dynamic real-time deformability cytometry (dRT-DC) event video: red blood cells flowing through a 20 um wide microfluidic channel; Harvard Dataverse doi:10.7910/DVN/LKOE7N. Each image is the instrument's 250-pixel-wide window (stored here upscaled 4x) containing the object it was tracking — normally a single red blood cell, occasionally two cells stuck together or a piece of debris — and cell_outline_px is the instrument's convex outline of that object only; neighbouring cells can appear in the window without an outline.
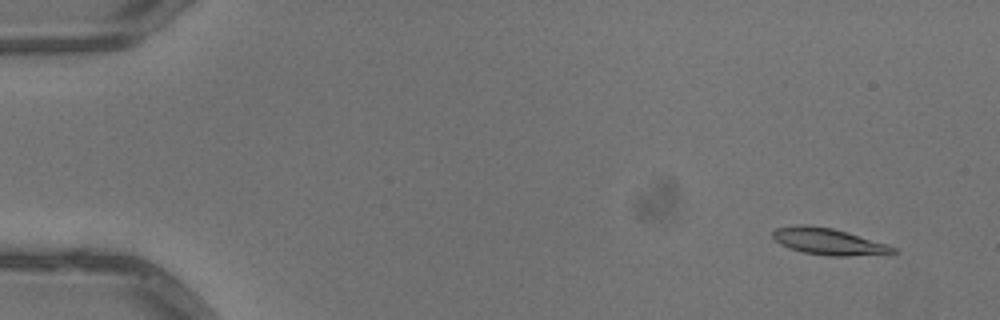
{"species": "common noctule bat (a hibernating species)", "species_latin": "Nyctalus noctula", "temperature_condition": "warm", "stored_images_in_passage": 5, "camera_frame_rate_fps": 3000, "um_per_image_px": 0.085, "animal": {"sex": "male", "body_mass_g": 13.3}, "frame": {"image": 1, "passage_image": 2, "time_ms": 0.333, "image_size_px": [1000, 320], "cell_outline_px": [[900, 252], [888, 256], [828, 256], [804, 252], [788, 248], [780, 244], [772, 236], [772, 232], [776, 228], [796, 224], [808, 224], [832, 228], [848, 232], [888, 244], [896, 248]], "centroid_in_image_um": [70.53, 20.55], "position_along_channel_um": 14.5, "area_um2": 19.31}}
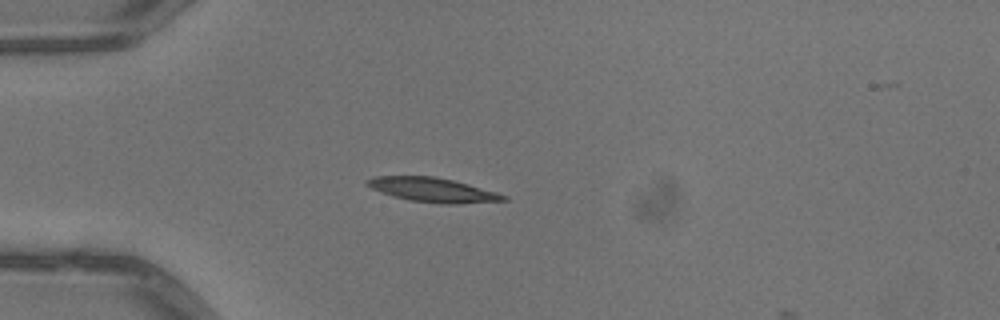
{"frame": {"image": 2, "passage_image": 5, "time_ms": 1.333, "image_size_px": [1000, 320], "cell_outline_px": [[508, 200], [456, 204], [440, 204], [412, 200], [392, 196], [380, 192], [364, 184], [364, 180], [372, 176], [436, 176], [468, 184], [496, 192], [508, 196]], "centroid_in_image_um": [36.74, 16.13], "position_along_channel_um": 48.3, "area_um2": 19.36}}